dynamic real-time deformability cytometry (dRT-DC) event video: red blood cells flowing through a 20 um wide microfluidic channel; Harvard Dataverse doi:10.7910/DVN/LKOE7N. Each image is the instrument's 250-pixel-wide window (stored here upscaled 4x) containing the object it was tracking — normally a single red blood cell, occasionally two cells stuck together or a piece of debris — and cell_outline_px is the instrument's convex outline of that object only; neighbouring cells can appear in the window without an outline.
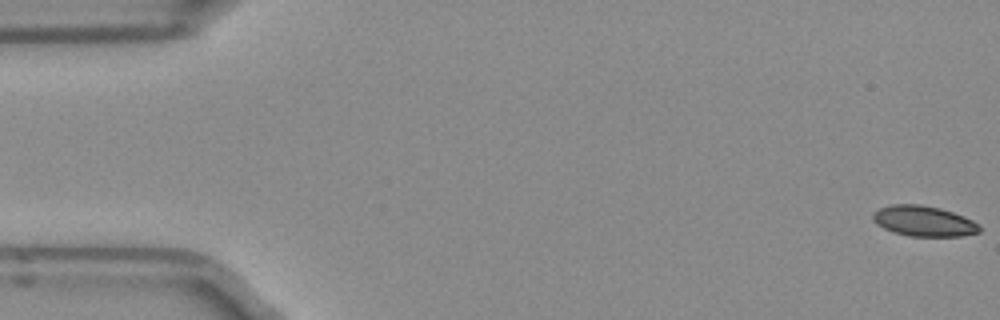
{"species": "Egyptian fruit bat (a non-hibernating species)", "species_latin": "Rousettus aegyptiacus", "temperature_condition": "room temperature", "stored_images_in_passage": 13, "camera_frame_rate_fps": 3000, "um_per_image_px": 0.085, "frame": {"image": 1, "passage_image": 1, "time_ms": 0.0, "image_size_px": [1000, 320], "cell_outline_px": [[980, 232], [960, 236], [908, 236], [892, 232], [876, 224], [872, 220], [872, 212], [880, 208], [892, 204], [920, 204], [940, 208], [964, 216], [980, 224]], "centroid_in_image_um": [78.49, 18.79], "position_along_channel_um": 6.5, "area_um2": 19.07}}